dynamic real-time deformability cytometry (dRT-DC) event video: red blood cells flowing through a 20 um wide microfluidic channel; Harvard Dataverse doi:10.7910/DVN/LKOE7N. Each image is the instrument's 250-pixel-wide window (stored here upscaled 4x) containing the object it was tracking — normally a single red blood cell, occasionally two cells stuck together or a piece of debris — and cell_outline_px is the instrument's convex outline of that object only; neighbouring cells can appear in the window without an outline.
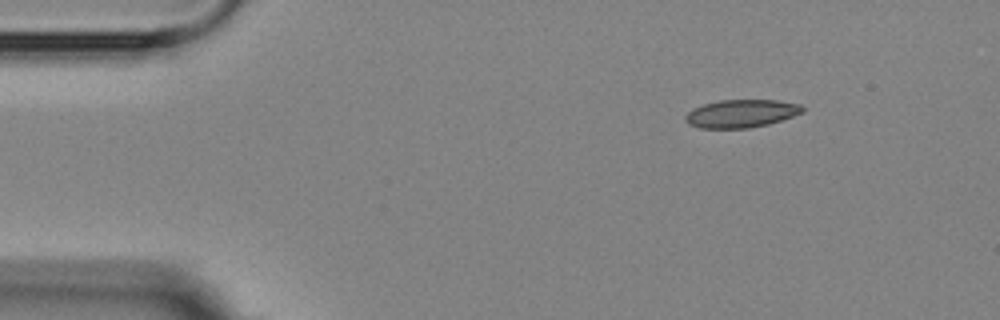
{"species": "Egyptian fruit bat (a non-hibernating species)", "species_latin": "Rousettus aegyptiacus", "temperature_condition": "room temperature", "stored_images_in_passage": 3, "camera_frame_rate_fps": 3000, "um_per_image_px": 0.085, "animal": {"sex": "female"}, "frame": {"image": 1, "passage_image": 1, "time_ms": 0.0, "image_size_px": [1000, 320], "cell_outline_px": [[804, 112], [768, 124], [748, 128], [700, 128], [688, 124], [684, 120], [684, 116], [688, 112], [704, 104], [720, 100], [776, 100], [800, 104], [804, 108]], "centroid_in_image_um": [63.0, 9.65], "position_along_channel_um": 22.0, "area_um2": 18.96}}